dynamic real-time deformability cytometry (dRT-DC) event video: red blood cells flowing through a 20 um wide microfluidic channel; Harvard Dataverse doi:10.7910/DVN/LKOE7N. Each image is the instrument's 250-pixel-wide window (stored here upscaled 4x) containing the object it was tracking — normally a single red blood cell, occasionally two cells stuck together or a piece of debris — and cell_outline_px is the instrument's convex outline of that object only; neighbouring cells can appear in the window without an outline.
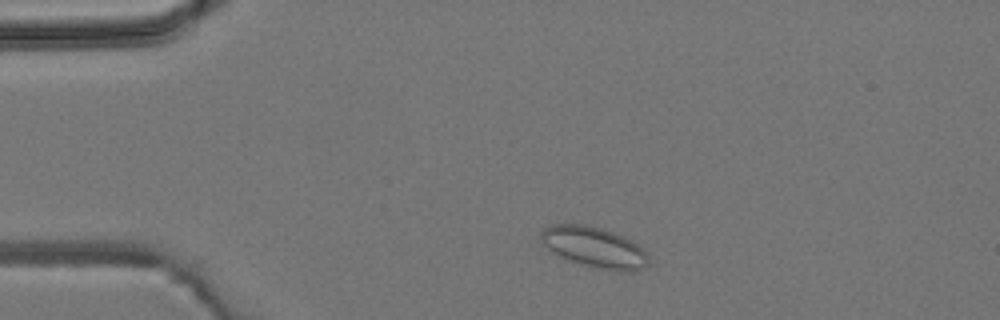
{"species": "common noctule bat (a hibernating species)", "species_latin": "Nyctalus noctula", "temperature_condition": "room temperature", "stored_images_in_passage": 3, "camera_frame_rate_fps": 3000, "um_per_image_px": 0.085, "animal": {"sex": "male", "body_mass_g": 19.2, "forearm_length_mm": 51.8}, "frame": {"image": 1, "passage_image": 2, "time_ms": 1.0, "image_size_px": [1000, 320], "cell_outline_px": [[648, 264], [644, 268], [632, 272], [616, 272], [596, 268], [580, 264], [548, 252], [540, 240], [540, 232], [544, 228], [552, 224], [584, 224], [600, 228], [612, 232], [632, 240], [644, 248], [648, 252]], "centroid_in_image_um": [50.51, 21.04], "position_along_channel_um": 34.5, "area_um2": 26.13}}